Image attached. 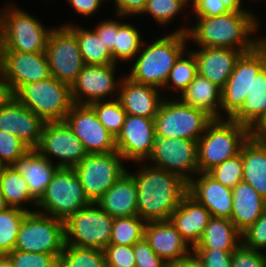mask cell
<instances>
[{
    "label": "cell",
    "mask_w": 266,
    "mask_h": 267,
    "mask_svg": "<svg viewBox=\"0 0 266 267\" xmlns=\"http://www.w3.org/2000/svg\"><path fill=\"white\" fill-rule=\"evenodd\" d=\"M0 267H14L12 260L7 254H0Z\"/></svg>",
    "instance_id": "obj_57"
},
{
    "label": "cell",
    "mask_w": 266,
    "mask_h": 267,
    "mask_svg": "<svg viewBox=\"0 0 266 267\" xmlns=\"http://www.w3.org/2000/svg\"><path fill=\"white\" fill-rule=\"evenodd\" d=\"M45 53L51 76L71 86L85 65L74 32L63 24L53 27Z\"/></svg>",
    "instance_id": "obj_13"
},
{
    "label": "cell",
    "mask_w": 266,
    "mask_h": 267,
    "mask_svg": "<svg viewBox=\"0 0 266 267\" xmlns=\"http://www.w3.org/2000/svg\"><path fill=\"white\" fill-rule=\"evenodd\" d=\"M197 62V73L224 88L243 51L229 48H208L192 51Z\"/></svg>",
    "instance_id": "obj_24"
},
{
    "label": "cell",
    "mask_w": 266,
    "mask_h": 267,
    "mask_svg": "<svg viewBox=\"0 0 266 267\" xmlns=\"http://www.w3.org/2000/svg\"><path fill=\"white\" fill-rule=\"evenodd\" d=\"M242 244L256 251L266 249V208L259 219L242 234Z\"/></svg>",
    "instance_id": "obj_46"
},
{
    "label": "cell",
    "mask_w": 266,
    "mask_h": 267,
    "mask_svg": "<svg viewBox=\"0 0 266 267\" xmlns=\"http://www.w3.org/2000/svg\"><path fill=\"white\" fill-rule=\"evenodd\" d=\"M3 8H0V51L45 52L53 27L45 28L15 3L9 2Z\"/></svg>",
    "instance_id": "obj_5"
},
{
    "label": "cell",
    "mask_w": 266,
    "mask_h": 267,
    "mask_svg": "<svg viewBox=\"0 0 266 267\" xmlns=\"http://www.w3.org/2000/svg\"><path fill=\"white\" fill-rule=\"evenodd\" d=\"M177 98L186 105L205 111L213 119L223 118L220 115L222 88L198 73Z\"/></svg>",
    "instance_id": "obj_30"
},
{
    "label": "cell",
    "mask_w": 266,
    "mask_h": 267,
    "mask_svg": "<svg viewBox=\"0 0 266 267\" xmlns=\"http://www.w3.org/2000/svg\"><path fill=\"white\" fill-rule=\"evenodd\" d=\"M114 3L116 5L114 15L121 20L125 16L129 18L128 16L141 15L145 10L147 0H115Z\"/></svg>",
    "instance_id": "obj_52"
},
{
    "label": "cell",
    "mask_w": 266,
    "mask_h": 267,
    "mask_svg": "<svg viewBox=\"0 0 266 267\" xmlns=\"http://www.w3.org/2000/svg\"><path fill=\"white\" fill-rule=\"evenodd\" d=\"M7 208H9V206L5 200V197L3 196V194L0 191V212L6 210Z\"/></svg>",
    "instance_id": "obj_58"
},
{
    "label": "cell",
    "mask_w": 266,
    "mask_h": 267,
    "mask_svg": "<svg viewBox=\"0 0 266 267\" xmlns=\"http://www.w3.org/2000/svg\"><path fill=\"white\" fill-rule=\"evenodd\" d=\"M243 181L251 185L266 200V142L252 135L241 147Z\"/></svg>",
    "instance_id": "obj_31"
},
{
    "label": "cell",
    "mask_w": 266,
    "mask_h": 267,
    "mask_svg": "<svg viewBox=\"0 0 266 267\" xmlns=\"http://www.w3.org/2000/svg\"><path fill=\"white\" fill-rule=\"evenodd\" d=\"M207 173L225 187L233 189L238 183L243 181V160L241 153L226 159L223 163L213 167Z\"/></svg>",
    "instance_id": "obj_42"
},
{
    "label": "cell",
    "mask_w": 266,
    "mask_h": 267,
    "mask_svg": "<svg viewBox=\"0 0 266 267\" xmlns=\"http://www.w3.org/2000/svg\"><path fill=\"white\" fill-rule=\"evenodd\" d=\"M116 64H85L76 80L70 86L73 104L89 105L95 101H104L118 97L122 78H115Z\"/></svg>",
    "instance_id": "obj_16"
},
{
    "label": "cell",
    "mask_w": 266,
    "mask_h": 267,
    "mask_svg": "<svg viewBox=\"0 0 266 267\" xmlns=\"http://www.w3.org/2000/svg\"><path fill=\"white\" fill-rule=\"evenodd\" d=\"M36 210L24 217L14 249L59 256L66 245L64 221Z\"/></svg>",
    "instance_id": "obj_9"
},
{
    "label": "cell",
    "mask_w": 266,
    "mask_h": 267,
    "mask_svg": "<svg viewBox=\"0 0 266 267\" xmlns=\"http://www.w3.org/2000/svg\"><path fill=\"white\" fill-rule=\"evenodd\" d=\"M186 42L188 38L183 32L168 33L148 45L144 41L126 76L134 82L162 89L175 61L185 51Z\"/></svg>",
    "instance_id": "obj_3"
},
{
    "label": "cell",
    "mask_w": 266,
    "mask_h": 267,
    "mask_svg": "<svg viewBox=\"0 0 266 267\" xmlns=\"http://www.w3.org/2000/svg\"><path fill=\"white\" fill-rule=\"evenodd\" d=\"M211 217L210 211L187 193L172 213L170 221L175 225L180 236L193 249L199 242Z\"/></svg>",
    "instance_id": "obj_25"
},
{
    "label": "cell",
    "mask_w": 266,
    "mask_h": 267,
    "mask_svg": "<svg viewBox=\"0 0 266 267\" xmlns=\"http://www.w3.org/2000/svg\"><path fill=\"white\" fill-rule=\"evenodd\" d=\"M104 252L97 248L66 244L58 256V267H105Z\"/></svg>",
    "instance_id": "obj_37"
},
{
    "label": "cell",
    "mask_w": 266,
    "mask_h": 267,
    "mask_svg": "<svg viewBox=\"0 0 266 267\" xmlns=\"http://www.w3.org/2000/svg\"><path fill=\"white\" fill-rule=\"evenodd\" d=\"M143 42L141 33L136 27L130 22L118 21V35H116L115 47L111 52L114 62L117 64L119 60L133 62Z\"/></svg>",
    "instance_id": "obj_35"
},
{
    "label": "cell",
    "mask_w": 266,
    "mask_h": 267,
    "mask_svg": "<svg viewBox=\"0 0 266 267\" xmlns=\"http://www.w3.org/2000/svg\"><path fill=\"white\" fill-rule=\"evenodd\" d=\"M188 5L190 0H147L142 14H150L159 25L165 26L186 10L185 7H191Z\"/></svg>",
    "instance_id": "obj_41"
},
{
    "label": "cell",
    "mask_w": 266,
    "mask_h": 267,
    "mask_svg": "<svg viewBox=\"0 0 266 267\" xmlns=\"http://www.w3.org/2000/svg\"><path fill=\"white\" fill-rule=\"evenodd\" d=\"M168 267H203L201 261L192 252L189 256L168 264Z\"/></svg>",
    "instance_id": "obj_55"
},
{
    "label": "cell",
    "mask_w": 266,
    "mask_h": 267,
    "mask_svg": "<svg viewBox=\"0 0 266 267\" xmlns=\"http://www.w3.org/2000/svg\"><path fill=\"white\" fill-rule=\"evenodd\" d=\"M196 74L197 62L195 55L192 50H185L175 61L174 66L170 70L167 82L162 90L165 88L168 90V88H170V90L180 91L178 93H182L194 80Z\"/></svg>",
    "instance_id": "obj_38"
},
{
    "label": "cell",
    "mask_w": 266,
    "mask_h": 267,
    "mask_svg": "<svg viewBox=\"0 0 266 267\" xmlns=\"http://www.w3.org/2000/svg\"><path fill=\"white\" fill-rule=\"evenodd\" d=\"M0 191L9 207L19 208L27 212L33 209L26 208V203L37 205V200L31 195L27 181L20 172L12 166H4L0 175ZM25 205V207H24Z\"/></svg>",
    "instance_id": "obj_33"
},
{
    "label": "cell",
    "mask_w": 266,
    "mask_h": 267,
    "mask_svg": "<svg viewBox=\"0 0 266 267\" xmlns=\"http://www.w3.org/2000/svg\"><path fill=\"white\" fill-rule=\"evenodd\" d=\"M94 31L99 36V39L104 42L105 47L112 52L115 47L116 35H118V21L112 20V18L101 21L100 24L95 26Z\"/></svg>",
    "instance_id": "obj_51"
},
{
    "label": "cell",
    "mask_w": 266,
    "mask_h": 267,
    "mask_svg": "<svg viewBox=\"0 0 266 267\" xmlns=\"http://www.w3.org/2000/svg\"><path fill=\"white\" fill-rule=\"evenodd\" d=\"M28 212L9 207L0 212V254L14 250L21 224Z\"/></svg>",
    "instance_id": "obj_39"
},
{
    "label": "cell",
    "mask_w": 266,
    "mask_h": 267,
    "mask_svg": "<svg viewBox=\"0 0 266 267\" xmlns=\"http://www.w3.org/2000/svg\"><path fill=\"white\" fill-rule=\"evenodd\" d=\"M105 261L112 267H136L132 246L109 244L104 250Z\"/></svg>",
    "instance_id": "obj_47"
},
{
    "label": "cell",
    "mask_w": 266,
    "mask_h": 267,
    "mask_svg": "<svg viewBox=\"0 0 266 267\" xmlns=\"http://www.w3.org/2000/svg\"><path fill=\"white\" fill-rule=\"evenodd\" d=\"M4 166H5V165H3V164L0 162V175H1V172H2Z\"/></svg>",
    "instance_id": "obj_59"
},
{
    "label": "cell",
    "mask_w": 266,
    "mask_h": 267,
    "mask_svg": "<svg viewBox=\"0 0 266 267\" xmlns=\"http://www.w3.org/2000/svg\"><path fill=\"white\" fill-rule=\"evenodd\" d=\"M117 99L127 114L154 119L163 101L160 90L140 84L123 75ZM162 95V96H161Z\"/></svg>",
    "instance_id": "obj_23"
},
{
    "label": "cell",
    "mask_w": 266,
    "mask_h": 267,
    "mask_svg": "<svg viewBox=\"0 0 266 267\" xmlns=\"http://www.w3.org/2000/svg\"><path fill=\"white\" fill-rule=\"evenodd\" d=\"M91 203L74 169L59 167L37 201L36 211L65 222L71 215Z\"/></svg>",
    "instance_id": "obj_7"
},
{
    "label": "cell",
    "mask_w": 266,
    "mask_h": 267,
    "mask_svg": "<svg viewBox=\"0 0 266 267\" xmlns=\"http://www.w3.org/2000/svg\"><path fill=\"white\" fill-rule=\"evenodd\" d=\"M65 122L80 139L88 154L116 151L115 137L98 120L89 105L73 104Z\"/></svg>",
    "instance_id": "obj_17"
},
{
    "label": "cell",
    "mask_w": 266,
    "mask_h": 267,
    "mask_svg": "<svg viewBox=\"0 0 266 267\" xmlns=\"http://www.w3.org/2000/svg\"><path fill=\"white\" fill-rule=\"evenodd\" d=\"M36 150L51 162V157L56 158L59 161L56 165L65 168L75 167L88 155L84 145L65 120L44 123L41 141Z\"/></svg>",
    "instance_id": "obj_15"
},
{
    "label": "cell",
    "mask_w": 266,
    "mask_h": 267,
    "mask_svg": "<svg viewBox=\"0 0 266 267\" xmlns=\"http://www.w3.org/2000/svg\"><path fill=\"white\" fill-rule=\"evenodd\" d=\"M243 7V4H239L232 11L220 16L197 17L192 28L182 26L173 32L185 33L188 41L199 47L251 51L264 37H251L258 31L259 21L251 9Z\"/></svg>",
    "instance_id": "obj_1"
},
{
    "label": "cell",
    "mask_w": 266,
    "mask_h": 267,
    "mask_svg": "<svg viewBox=\"0 0 266 267\" xmlns=\"http://www.w3.org/2000/svg\"><path fill=\"white\" fill-rule=\"evenodd\" d=\"M242 244L241 233L229 218L211 217L193 249L234 251Z\"/></svg>",
    "instance_id": "obj_32"
},
{
    "label": "cell",
    "mask_w": 266,
    "mask_h": 267,
    "mask_svg": "<svg viewBox=\"0 0 266 267\" xmlns=\"http://www.w3.org/2000/svg\"><path fill=\"white\" fill-rule=\"evenodd\" d=\"M193 14L196 17H214L232 11L239 0H190Z\"/></svg>",
    "instance_id": "obj_45"
},
{
    "label": "cell",
    "mask_w": 266,
    "mask_h": 267,
    "mask_svg": "<svg viewBox=\"0 0 266 267\" xmlns=\"http://www.w3.org/2000/svg\"><path fill=\"white\" fill-rule=\"evenodd\" d=\"M265 65L266 37L251 51L242 53L236 61L234 70L222 89L220 115L223 118H228L244 102L253 79Z\"/></svg>",
    "instance_id": "obj_12"
},
{
    "label": "cell",
    "mask_w": 266,
    "mask_h": 267,
    "mask_svg": "<svg viewBox=\"0 0 266 267\" xmlns=\"http://www.w3.org/2000/svg\"><path fill=\"white\" fill-rule=\"evenodd\" d=\"M144 238L152 250L168 264L193 252L170 220L147 222Z\"/></svg>",
    "instance_id": "obj_22"
},
{
    "label": "cell",
    "mask_w": 266,
    "mask_h": 267,
    "mask_svg": "<svg viewBox=\"0 0 266 267\" xmlns=\"http://www.w3.org/2000/svg\"><path fill=\"white\" fill-rule=\"evenodd\" d=\"M44 121L29 108L14 99L0 109V130L19 138L29 149H37Z\"/></svg>",
    "instance_id": "obj_20"
},
{
    "label": "cell",
    "mask_w": 266,
    "mask_h": 267,
    "mask_svg": "<svg viewBox=\"0 0 266 267\" xmlns=\"http://www.w3.org/2000/svg\"><path fill=\"white\" fill-rule=\"evenodd\" d=\"M123 160L118 151L94 153L73 167L91 202H96L128 170L123 166Z\"/></svg>",
    "instance_id": "obj_11"
},
{
    "label": "cell",
    "mask_w": 266,
    "mask_h": 267,
    "mask_svg": "<svg viewBox=\"0 0 266 267\" xmlns=\"http://www.w3.org/2000/svg\"><path fill=\"white\" fill-rule=\"evenodd\" d=\"M67 2L79 15L85 17L94 16L103 3L100 0H67Z\"/></svg>",
    "instance_id": "obj_53"
},
{
    "label": "cell",
    "mask_w": 266,
    "mask_h": 267,
    "mask_svg": "<svg viewBox=\"0 0 266 267\" xmlns=\"http://www.w3.org/2000/svg\"><path fill=\"white\" fill-rule=\"evenodd\" d=\"M212 120L203 110L186 105L178 98L165 97L154 118L155 136L198 141Z\"/></svg>",
    "instance_id": "obj_8"
},
{
    "label": "cell",
    "mask_w": 266,
    "mask_h": 267,
    "mask_svg": "<svg viewBox=\"0 0 266 267\" xmlns=\"http://www.w3.org/2000/svg\"><path fill=\"white\" fill-rule=\"evenodd\" d=\"M133 251L136 267H168V263L152 250L145 238L133 245Z\"/></svg>",
    "instance_id": "obj_49"
},
{
    "label": "cell",
    "mask_w": 266,
    "mask_h": 267,
    "mask_svg": "<svg viewBox=\"0 0 266 267\" xmlns=\"http://www.w3.org/2000/svg\"><path fill=\"white\" fill-rule=\"evenodd\" d=\"M232 267H266V255L241 244L232 253Z\"/></svg>",
    "instance_id": "obj_48"
},
{
    "label": "cell",
    "mask_w": 266,
    "mask_h": 267,
    "mask_svg": "<svg viewBox=\"0 0 266 267\" xmlns=\"http://www.w3.org/2000/svg\"><path fill=\"white\" fill-rule=\"evenodd\" d=\"M113 220L92 202L64 222L66 244L104 250L109 245Z\"/></svg>",
    "instance_id": "obj_10"
},
{
    "label": "cell",
    "mask_w": 266,
    "mask_h": 267,
    "mask_svg": "<svg viewBox=\"0 0 266 267\" xmlns=\"http://www.w3.org/2000/svg\"><path fill=\"white\" fill-rule=\"evenodd\" d=\"M252 135L251 130L228 118L213 119L197 141L199 172H208L240 153L241 147Z\"/></svg>",
    "instance_id": "obj_4"
},
{
    "label": "cell",
    "mask_w": 266,
    "mask_h": 267,
    "mask_svg": "<svg viewBox=\"0 0 266 267\" xmlns=\"http://www.w3.org/2000/svg\"><path fill=\"white\" fill-rule=\"evenodd\" d=\"M252 136L262 142H266V116L260 123L251 131Z\"/></svg>",
    "instance_id": "obj_56"
},
{
    "label": "cell",
    "mask_w": 266,
    "mask_h": 267,
    "mask_svg": "<svg viewBox=\"0 0 266 267\" xmlns=\"http://www.w3.org/2000/svg\"><path fill=\"white\" fill-rule=\"evenodd\" d=\"M154 138V119L127 114L122 130L115 138L116 151L124 160L147 161L153 151Z\"/></svg>",
    "instance_id": "obj_19"
},
{
    "label": "cell",
    "mask_w": 266,
    "mask_h": 267,
    "mask_svg": "<svg viewBox=\"0 0 266 267\" xmlns=\"http://www.w3.org/2000/svg\"><path fill=\"white\" fill-rule=\"evenodd\" d=\"M0 73L12 85L14 92L25 84L51 77L45 52L0 51Z\"/></svg>",
    "instance_id": "obj_18"
},
{
    "label": "cell",
    "mask_w": 266,
    "mask_h": 267,
    "mask_svg": "<svg viewBox=\"0 0 266 267\" xmlns=\"http://www.w3.org/2000/svg\"><path fill=\"white\" fill-rule=\"evenodd\" d=\"M27 181L31 195L38 201L59 168L36 149H29L11 165Z\"/></svg>",
    "instance_id": "obj_26"
},
{
    "label": "cell",
    "mask_w": 266,
    "mask_h": 267,
    "mask_svg": "<svg viewBox=\"0 0 266 267\" xmlns=\"http://www.w3.org/2000/svg\"><path fill=\"white\" fill-rule=\"evenodd\" d=\"M68 26L78 39L80 53L85 64L89 65H111L114 62L111 52L105 47L104 42L99 39L94 30L75 26L71 22L64 24Z\"/></svg>",
    "instance_id": "obj_34"
},
{
    "label": "cell",
    "mask_w": 266,
    "mask_h": 267,
    "mask_svg": "<svg viewBox=\"0 0 266 267\" xmlns=\"http://www.w3.org/2000/svg\"><path fill=\"white\" fill-rule=\"evenodd\" d=\"M96 203L114 218L137 216V187L134 177L126 171Z\"/></svg>",
    "instance_id": "obj_27"
},
{
    "label": "cell",
    "mask_w": 266,
    "mask_h": 267,
    "mask_svg": "<svg viewBox=\"0 0 266 267\" xmlns=\"http://www.w3.org/2000/svg\"><path fill=\"white\" fill-rule=\"evenodd\" d=\"M188 193L205 206L213 217H231L232 189L225 187L207 172L197 173L188 182Z\"/></svg>",
    "instance_id": "obj_21"
},
{
    "label": "cell",
    "mask_w": 266,
    "mask_h": 267,
    "mask_svg": "<svg viewBox=\"0 0 266 267\" xmlns=\"http://www.w3.org/2000/svg\"><path fill=\"white\" fill-rule=\"evenodd\" d=\"M136 163H142L138 171L128 172L134 177L137 187L138 216L146 223L170 220L188 193V182L180 175L147 162Z\"/></svg>",
    "instance_id": "obj_2"
},
{
    "label": "cell",
    "mask_w": 266,
    "mask_h": 267,
    "mask_svg": "<svg viewBox=\"0 0 266 267\" xmlns=\"http://www.w3.org/2000/svg\"><path fill=\"white\" fill-rule=\"evenodd\" d=\"M28 150L29 148L19 138L0 130V162L3 165L11 166Z\"/></svg>",
    "instance_id": "obj_44"
},
{
    "label": "cell",
    "mask_w": 266,
    "mask_h": 267,
    "mask_svg": "<svg viewBox=\"0 0 266 267\" xmlns=\"http://www.w3.org/2000/svg\"><path fill=\"white\" fill-rule=\"evenodd\" d=\"M15 99L44 122L65 120L73 105L70 85L53 76L21 86L15 92Z\"/></svg>",
    "instance_id": "obj_6"
},
{
    "label": "cell",
    "mask_w": 266,
    "mask_h": 267,
    "mask_svg": "<svg viewBox=\"0 0 266 267\" xmlns=\"http://www.w3.org/2000/svg\"><path fill=\"white\" fill-rule=\"evenodd\" d=\"M89 106L96 113L98 120L116 138L122 130L127 115L120 101L117 98L113 100L106 99L92 102Z\"/></svg>",
    "instance_id": "obj_40"
},
{
    "label": "cell",
    "mask_w": 266,
    "mask_h": 267,
    "mask_svg": "<svg viewBox=\"0 0 266 267\" xmlns=\"http://www.w3.org/2000/svg\"><path fill=\"white\" fill-rule=\"evenodd\" d=\"M203 267H232L233 251L218 249H193Z\"/></svg>",
    "instance_id": "obj_50"
},
{
    "label": "cell",
    "mask_w": 266,
    "mask_h": 267,
    "mask_svg": "<svg viewBox=\"0 0 266 267\" xmlns=\"http://www.w3.org/2000/svg\"><path fill=\"white\" fill-rule=\"evenodd\" d=\"M233 210L230 220L242 234L262 215L266 200L248 183L241 181L232 189Z\"/></svg>",
    "instance_id": "obj_28"
},
{
    "label": "cell",
    "mask_w": 266,
    "mask_h": 267,
    "mask_svg": "<svg viewBox=\"0 0 266 267\" xmlns=\"http://www.w3.org/2000/svg\"><path fill=\"white\" fill-rule=\"evenodd\" d=\"M14 267H58L56 254L24 252L13 250L7 254Z\"/></svg>",
    "instance_id": "obj_43"
},
{
    "label": "cell",
    "mask_w": 266,
    "mask_h": 267,
    "mask_svg": "<svg viewBox=\"0 0 266 267\" xmlns=\"http://www.w3.org/2000/svg\"><path fill=\"white\" fill-rule=\"evenodd\" d=\"M15 99L12 85L0 73V109L8 106Z\"/></svg>",
    "instance_id": "obj_54"
},
{
    "label": "cell",
    "mask_w": 266,
    "mask_h": 267,
    "mask_svg": "<svg viewBox=\"0 0 266 267\" xmlns=\"http://www.w3.org/2000/svg\"><path fill=\"white\" fill-rule=\"evenodd\" d=\"M145 226L138 215L114 218L109 244L132 246L144 238Z\"/></svg>",
    "instance_id": "obj_36"
},
{
    "label": "cell",
    "mask_w": 266,
    "mask_h": 267,
    "mask_svg": "<svg viewBox=\"0 0 266 267\" xmlns=\"http://www.w3.org/2000/svg\"><path fill=\"white\" fill-rule=\"evenodd\" d=\"M149 165L180 175L189 182L199 173L197 141L184 138H154Z\"/></svg>",
    "instance_id": "obj_14"
},
{
    "label": "cell",
    "mask_w": 266,
    "mask_h": 267,
    "mask_svg": "<svg viewBox=\"0 0 266 267\" xmlns=\"http://www.w3.org/2000/svg\"><path fill=\"white\" fill-rule=\"evenodd\" d=\"M266 116V65L253 79L251 89L244 102L228 117L230 121L240 123L251 131Z\"/></svg>",
    "instance_id": "obj_29"
}]
</instances>
